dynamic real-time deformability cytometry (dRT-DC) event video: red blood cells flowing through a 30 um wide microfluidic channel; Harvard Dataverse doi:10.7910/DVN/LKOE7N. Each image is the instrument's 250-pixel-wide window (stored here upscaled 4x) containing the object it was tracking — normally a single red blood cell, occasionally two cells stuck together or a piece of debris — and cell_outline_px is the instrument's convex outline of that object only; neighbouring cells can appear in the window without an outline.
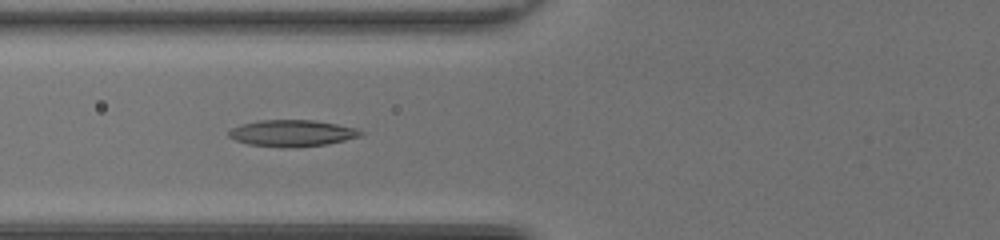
{"species": "common noctule bat (a hibernating species)", "species_latin": "Nyctalus noctula", "temperature_condition": "room temperature", "stored_images_in_passage": 28, "camera_frame_rate_fps": 3000, "um_per_image_px": 0.085, "animal": {"sex": "female", "body_mass_g": 20.0, "forearm_length_mm": 54.0}, "frame": {"image": 1, "passage_image": 5, "time_ms": 1.333, "image_size_px": [1000, 240], "cell_outline_px": [[364, 136], [328, 144], [296, 148], [280, 148], [248, 144], [236, 140], [228, 136], [228, 132], [232, 128], [240, 124], [256, 120], [312, 120], [336, 124], [356, 128], [364, 132]], "centroid_in_image_um": [24.84, 11.33], "position_along_channel_um": 101.0, "area_um2": 20.75}}
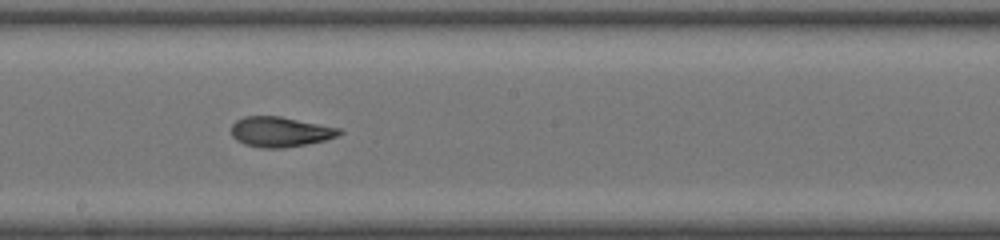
{"frame": {"image": 2, "passage_image": 14, "time_ms": 4.333, "image_size_px": [1000, 240], "cell_outline_px": [[344, 132], [336, 136], [324, 140], [304, 144], [280, 148], [260, 148], [244, 144], [236, 140], [232, 136], [232, 124], [236, 120], [244, 116], [280, 116], [340, 128]], "centroid_in_image_um": [23.79, 11.2], "position_along_channel_um": 224.4, "area_um2": 18.84}}
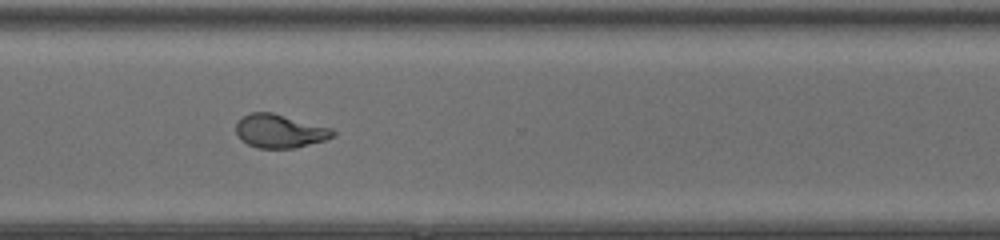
{"frame": {"image": 3, "passage_image": 23, "time_ms": 7.333, "image_size_px": [1000, 240], "cell_outline_px": [[336, 136], [324, 140], [292, 148], [256, 148], [240, 140], [236, 132], [236, 124], [244, 116], [252, 112], [272, 112], [332, 128], [336, 132]], "centroid_in_image_um": [23.78, 11.14], "position_along_channel_um": 346.8, "area_um2": 18.84}, "authors_computed_cell_mechanics": {"area_um2": 19.2474, "velocity_mm_per_s": 4.0966, "shape_relaxation_time_tau1_ms": 10.8353, "shape_relaxation_time_tau2_ms": 1.7662, "deformation_change_tau1": 0.3698, "deformation_change_tau2": 0.0808}}